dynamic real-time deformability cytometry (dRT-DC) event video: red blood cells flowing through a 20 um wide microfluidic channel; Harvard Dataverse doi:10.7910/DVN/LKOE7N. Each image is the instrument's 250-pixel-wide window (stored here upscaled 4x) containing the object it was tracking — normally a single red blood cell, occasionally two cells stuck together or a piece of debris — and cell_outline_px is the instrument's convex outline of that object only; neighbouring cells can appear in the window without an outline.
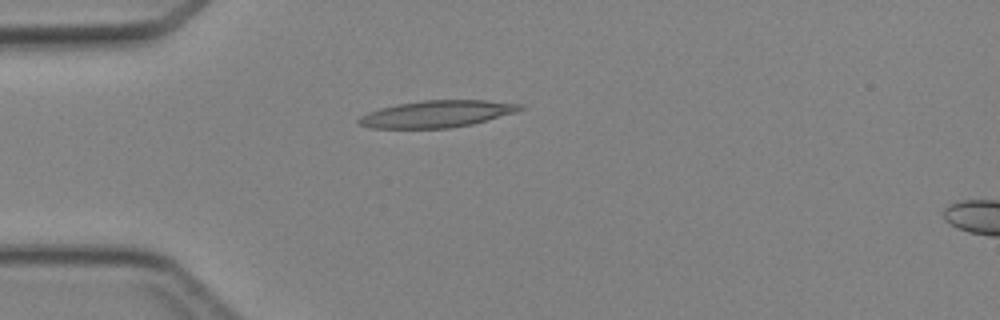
{"species": "Egyptian fruit bat (a non-hibernating species)", "species_latin": "Rousettus aegyptiacus", "temperature_condition": "cold", "stored_images_in_passage": 2, "segment_of_instrument_passage": [1, 2], "camera_frame_rate_fps": 3000, "um_per_image_px": 0.085, "animal": {"sex": "female"}, "frame": {"image": 1, "passage_image": 1, "time_ms": 0.0, "image_size_px": [1000, 320], "cell_outline_px": [[524, 108], [516, 112], [472, 124], [448, 128], [372, 128], [360, 124], [356, 120], [360, 116], [368, 112], [380, 108], [396, 104], [424, 100], [488, 100], [520, 104]], "centroid_in_image_um": [37.12, 9.68], "position_along_channel_um": 47.9, "area_um2": 25.14}}